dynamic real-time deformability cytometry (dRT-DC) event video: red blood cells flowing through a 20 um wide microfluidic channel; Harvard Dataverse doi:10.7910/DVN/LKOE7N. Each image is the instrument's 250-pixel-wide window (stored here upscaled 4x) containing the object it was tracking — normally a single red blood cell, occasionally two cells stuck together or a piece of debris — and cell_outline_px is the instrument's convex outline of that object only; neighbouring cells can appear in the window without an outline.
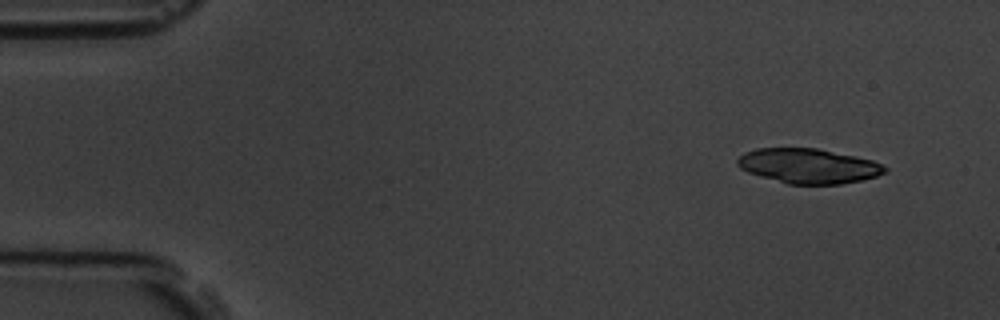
{"species": "common noctule bat (a hibernating species)", "species_latin": "Nyctalus noctula", "temperature_condition": "room temperature", "stored_images_in_passage": 4, "camera_frame_rate_fps": 3000, "um_per_image_px": 0.085, "animal": {"sex": "male", "body_mass_g": 19.5, "forearm_length_mm": 54.6}, "frame": {"image": 1, "passage_image": 1, "time_ms": 0.0, "image_size_px": [1000, 320], "cell_outline_px": [[888, 172], [876, 176], [860, 180], [840, 184], [788, 184], [760, 176], [748, 172], [740, 168], [736, 164], [736, 160], [744, 152], [756, 148], [816, 148], [856, 156], [872, 160], [888, 168]], "centroid_in_image_um": [68.7, 14.1], "position_along_channel_um": 16.3, "area_um2": 29.88}}